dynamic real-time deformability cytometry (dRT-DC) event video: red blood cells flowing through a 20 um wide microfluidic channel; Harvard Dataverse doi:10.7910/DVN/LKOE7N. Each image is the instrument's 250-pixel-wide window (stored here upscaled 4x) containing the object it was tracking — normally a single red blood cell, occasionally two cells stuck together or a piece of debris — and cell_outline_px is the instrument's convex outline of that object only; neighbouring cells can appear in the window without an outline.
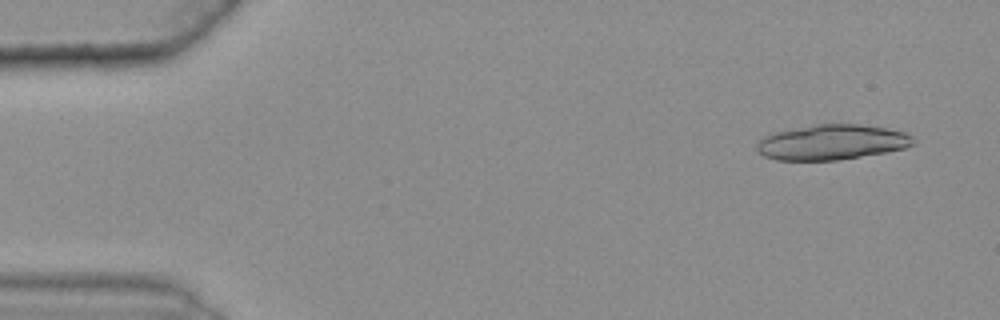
{"species": "common noctule bat (a hibernating species)", "species_latin": "Nyctalus noctula", "temperature_condition": "warm", "stored_images_in_passage": 20, "camera_frame_rate_fps": 3000, "um_per_image_px": 0.085, "animal": {"sex": "female", "body_mass_g": 25.1}, "frame": {"image": 1, "passage_image": 4, "time_ms": 1.0, "image_size_px": [1000, 320], "cell_outline_px": [[916, 140], [912, 144], [904, 148], [884, 152], [836, 160], [776, 160], [764, 156], [756, 148], [756, 144], [764, 136], [776, 132], [816, 124], [860, 124], [888, 128], [904, 132], [912, 136]], "centroid_in_image_um": [70.71, 12.08], "position_along_channel_um": 14.3, "area_um2": 31.79}}